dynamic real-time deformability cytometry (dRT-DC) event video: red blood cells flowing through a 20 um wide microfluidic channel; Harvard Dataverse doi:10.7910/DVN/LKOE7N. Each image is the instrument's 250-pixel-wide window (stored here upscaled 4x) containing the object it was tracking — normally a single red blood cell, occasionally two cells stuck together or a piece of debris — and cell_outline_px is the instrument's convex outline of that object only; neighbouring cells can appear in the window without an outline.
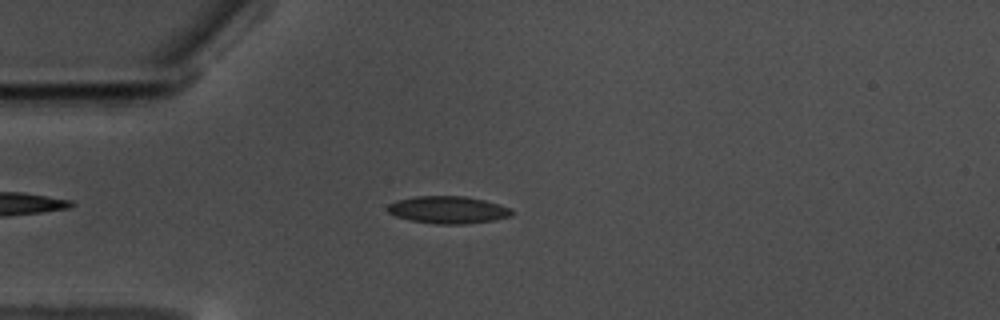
{"species": "common noctule bat (a hibernating species)", "species_latin": "Nyctalus noctula", "temperature_condition": "warm", "stored_images_in_passage": 53, "camera_frame_rate_fps": 3000, "um_per_image_px": 0.085, "animal": {"sex": "male", "body_mass_g": 17.5, "forearm_length_mm": 52.3}, "frame": {"image": 1, "passage_image": 10, "time_ms": 3.0, "image_size_px": [1000, 320], "cell_outline_px": [[512, 212], [508, 216], [496, 220], [464, 224], [436, 224], [412, 220], [396, 216], [388, 212], [388, 204], [396, 200], [416, 196], [464, 196], [484, 200], [500, 204], [512, 208]], "centroid_in_image_um": [38.09, 17.83], "position_along_channel_um": 46.9, "area_um2": 19.71}}
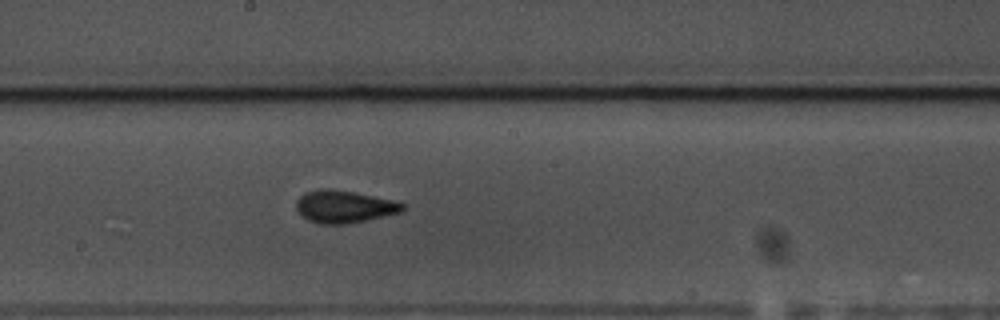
{"frame": {"image": 2, "passage_image": 26, "time_ms": 8.333, "image_size_px": [1000, 320], "cell_outline_px": [[404, 208], [400, 212], [364, 220], [344, 224], [320, 224], [308, 220], [296, 208], [296, 200], [304, 192], [320, 188], [328, 188], [356, 192], [392, 200], [404, 204]], "centroid_in_image_um": [29.21, 17.54], "position_along_channel_um": 219.0, "area_um2": 19.88}}
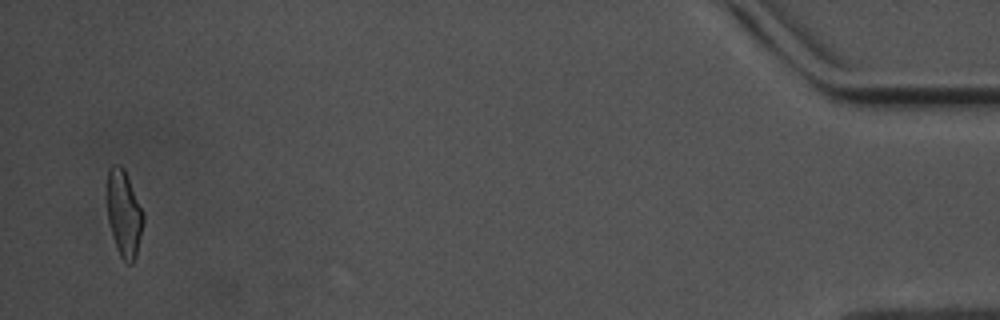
{"frame": {"image": 3, "passage_image": 51, "time_ms": 16.667, "image_size_px": [1000, 320], "cell_outline_px": [[144, 224], [136, 256], [132, 264], [128, 264], [120, 256], [116, 248], [112, 236], [108, 220], [104, 196], [108, 168], [112, 164], [120, 164], [124, 168], [144, 216]], "centroid_in_image_um": [10.48, 18.12], "position_along_channel_um": 424.7, "area_um2": 18.84}, "authors_computed_cell_mechanics": {"area_um2": 19.074, "velocity_mm_per_s": 3.5136, "shape_relaxation_time_tau1_ms": 5.5952, "shape_relaxation_time_tau2_ms": 2.5762, "deformation_change_tau1": 0.1364, "deformation_change_tau2": 0.081}}